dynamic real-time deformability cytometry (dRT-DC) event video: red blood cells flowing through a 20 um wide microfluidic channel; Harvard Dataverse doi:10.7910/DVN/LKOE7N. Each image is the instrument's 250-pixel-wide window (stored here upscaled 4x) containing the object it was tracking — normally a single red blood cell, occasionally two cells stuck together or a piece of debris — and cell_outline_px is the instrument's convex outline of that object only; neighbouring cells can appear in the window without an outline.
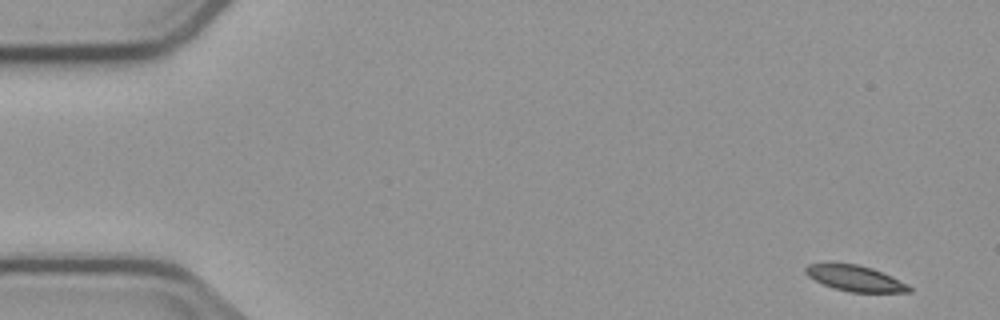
{"species": "common noctule bat (a hibernating species)", "species_latin": "Nyctalus noctula", "temperature_condition": "cold", "stored_images_in_passage": 5, "camera_frame_rate_fps": 3000, "um_per_image_px": 0.085, "animal": {"sex": "male", "body_mass_g": 23.1, "forearm_length_mm": 52.7}, "frame": {"image": 1, "passage_image": 1, "time_ms": 0.0, "image_size_px": [1000, 320], "cell_outline_px": [[912, 292], [848, 292], [832, 288], [808, 276], [804, 272], [804, 268], [808, 264], [828, 260], [856, 264], [872, 268], [892, 276], [908, 284], [912, 288]], "centroid_in_image_um": [72.63, 23.61], "position_along_channel_um": 12.4, "area_um2": 16.13}}
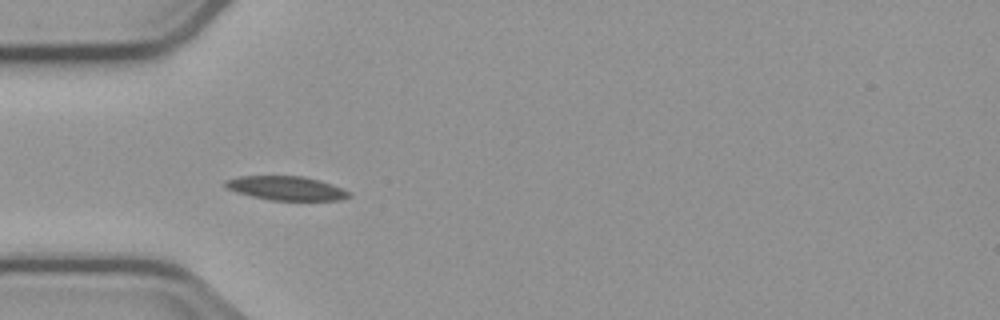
{"frame": {"image": 2, "passage_image": 5, "time_ms": 4.667, "image_size_px": [1000, 320], "cell_outline_px": [[352, 196], [344, 200], [272, 200], [252, 196], [236, 192], [224, 188], [224, 180], [240, 176], [304, 176], [320, 180], [332, 184], [352, 192]], "centroid_in_image_um": [24.36, 15.99], "position_along_channel_um": 60.6, "area_um2": 17.51}}